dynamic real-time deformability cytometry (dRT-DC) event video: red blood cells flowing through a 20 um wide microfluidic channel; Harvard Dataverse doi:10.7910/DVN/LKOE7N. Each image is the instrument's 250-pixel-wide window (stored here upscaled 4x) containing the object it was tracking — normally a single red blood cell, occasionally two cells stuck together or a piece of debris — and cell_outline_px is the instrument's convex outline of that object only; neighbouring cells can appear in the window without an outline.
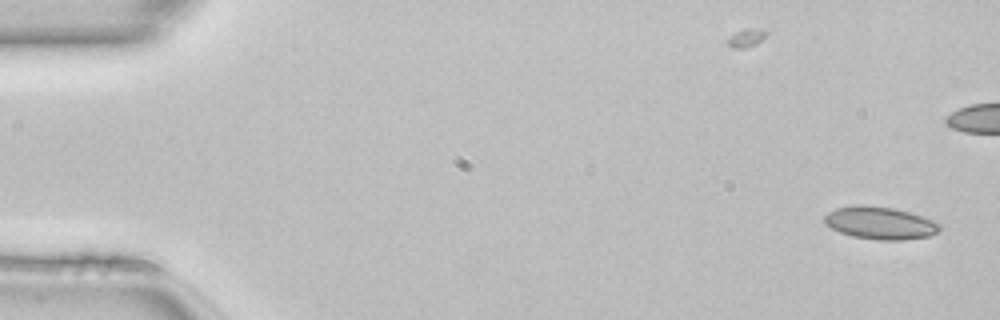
{"species": "common noctule bat (a hibernating species)", "species_latin": "Nyctalus noctula", "temperature_condition": "room temperature", "stored_images_in_passage": 50, "camera_frame_rate_fps": 3000, "um_per_image_px": 0.085, "animal": {"sex": "female", "body_mass_g": 22.7, "forearm_length_mm": 54.2}, "frame": {"image": 1, "passage_image": 1, "time_ms": 0.0, "image_size_px": [1000, 320], "cell_outline_px": [[940, 232], [928, 236], [904, 240], [876, 240], [852, 236], [840, 232], [824, 224], [824, 216], [828, 212], [836, 208], [860, 204], [892, 208], [908, 212], [932, 220], [940, 224]], "centroid_in_image_um": [74.79, 18.96], "position_along_channel_um": 10.2, "area_um2": 21.79}}
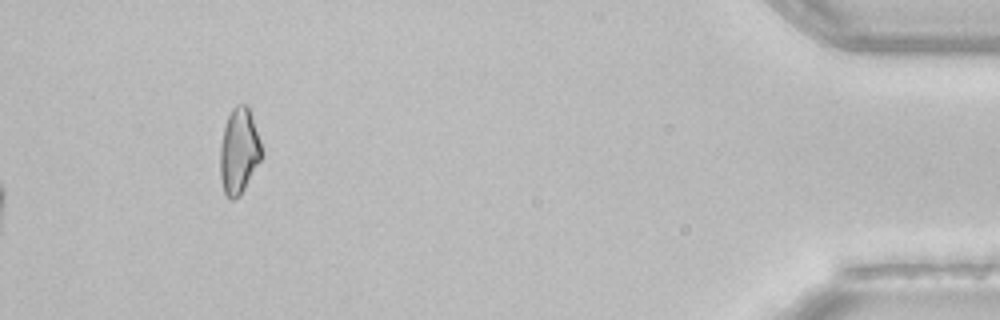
{"frame": {"image": 2, "passage_image": 50, "time_ms": 16.333, "image_size_px": [1000, 320], "cell_outline_px": [[260, 160], [240, 196], [232, 200], [228, 200], [224, 196], [220, 176], [220, 144], [224, 128], [228, 116], [232, 108], [236, 104], [248, 104], [260, 140]], "centroid_in_image_um": [20.28, 12.86], "position_along_channel_um": 414.9, "area_um2": 20.69}, "authors_computed_cell_mechanics": {"area_um2": 20.3456, "velocity_mm_per_s": 4.1397, "shape_relaxation_time_tau1_ms": null, "shape_relaxation_time_tau2_ms": 2.9403, "deformation_change_tau1": null, "deformation_change_tau2": 0.0706}}